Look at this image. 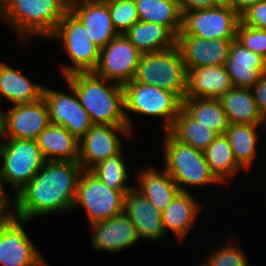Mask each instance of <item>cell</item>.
Listing matches in <instances>:
<instances>
[{
    "label": "cell",
    "instance_id": "obj_1",
    "mask_svg": "<svg viewBox=\"0 0 266 266\" xmlns=\"http://www.w3.org/2000/svg\"><path fill=\"white\" fill-rule=\"evenodd\" d=\"M83 168L79 162L45 161L15 197V216L25 220L73 209Z\"/></svg>",
    "mask_w": 266,
    "mask_h": 266
},
{
    "label": "cell",
    "instance_id": "obj_2",
    "mask_svg": "<svg viewBox=\"0 0 266 266\" xmlns=\"http://www.w3.org/2000/svg\"><path fill=\"white\" fill-rule=\"evenodd\" d=\"M75 91L93 124L127 125L123 86L94 72H77L64 77Z\"/></svg>",
    "mask_w": 266,
    "mask_h": 266
},
{
    "label": "cell",
    "instance_id": "obj_3",
    "mask_svg": "<svg viewBox=\"0 0 266 266\" xmlns=\"http://www.w3.org/2000/svg\"><path fill=\"white\" fill-rule=\"evenodd\" d=\"M68 11L62 0H0V19L23 42L48 40Z\"/></svg>",
    "mask_w": 266,
    "mask_h": 266
},
{
    "label": "cell",
    "instance_id": "obj_4",
    "mask_svg": "<svg viewBox=\"0 0 266 266\" xmlns=\"http://www.w3.org/2000/svg\"><path fill=\"white\" fill-rule=\"evenodd\" d=\"M163 138L164 169L177 183L179 190L187 186L213 185L221 182L211 172L204 153L174 139L167 131Z\"/></svg>",
    "mask_w": 266,
    "mask_h": 266
},
{
    "label": "cell",
    "instance_id": "obj_5",
    "mask_svg": "<svg viewBox=\"0 0 266 266\" xmlns=\"http://www.w3.org/2000/svg\"><path fill=\"white\" fill-rule=\"evenodd\" d=\"M188 70L180 51L174 47L141 55L134 81L171 91L181 100L186 97Z\"/></svg>",
    "mask_w": 266,
    "mask_h": 266
},
{
    "label": "cell",
    "instance_id": "obj_6",
    "mask_svg": "<svg viewBox=\"0 0 266 266\" xmlns=\"http://www.w3.org/2000/svg\"><path fill=\"white\" fill-rule=\"evenodd\" d=\"M124 113L128 128L133 124L127 112L163 119L167 131L182 108V100L173 92L131 80L123 85Z\"/></svg>",
    "mask_w": 266,
    "mask_h": 266
},
{
    "label": "cell",
    "instance_id": "obj_7",
    "mask_svg": "<svg viewBox=\"0 0 266 266\" xmlns=\"http://www.w3.org/2000/svg\"><path fill=\"white\" fill-rule=\"evenodd\" d=\"M62 42L71 65H59L63 77L77 72H93L100 58V48L87 35L83 23L69 10L48 38Z\"/></svg>",
    "mask_w": 266,
    "mask_h": 266
},
{
    "label": "cell",
    "instance_id": "obj_8",
    "mask_svg": "<svg viewBox=\"0 0 266 266\" xmlns=\"http://www.w3.org/2000/svg\"><path fill=\"white\" fill-rule=\"evenodd\" d=\"M0 148V179L16 195L40 171L45 163L36 140L4 138Z\"/></svg>",
    "mask_w": 266,
    "mask_h": 266
},
{
    "label": "cell",
    "instance_id": "obj_9",
    "mask_svg": "<svg viewBox=\"0 0 266 266\" xmlns=\"http://www.w3.org/2000/svg\"><path fill=\"white\" fill-rule=\"evenodd\" d=\"M108 188L90 170H83L77 184L72 210L83 208L90 224L107 220L124 212L125 194Z\"/></svg>",
    "mask_w": 266,
    "mask_h": 266
},
{
    "label": "cell",
    "instance_id": "obj_10",
    "mask_svg": "<svg viewBox=\"0 0 266 266\" xmlns=\"http://www.w3.org/2000/svg\"><path fill=\"white\" fill-rule=\"evenodd\" d=\"M240 15L228 4L210 9L185 11L181 30L203 39H236Z\"/></svg>",
    "mask_w": 266,
    "mask_h": 266
},
{
    "label": "cell",
    "instance_id": "obj_11",
    "mask_svg": "<svg viewBox=\"0 0 266 266\" xmlns=\"http://www.w3.org/2000/svg\"><path fill=\"white\" fill-rule=\"evenodd\" d=\"M141 55L124 34H118L100 49L99 63L93 72L123 86L134 79Z\"/></svg>",
    "mask_w": 266,
    "mask_h": 266
},
{
    "label": "cell",
    "instance_id": "obj_12",
    "mask_svg": "<svg viewBox=\"0 0 266 266\" xmlns=\"http://www.w3.org/2000/svg\"><path fill=\"white\" fill-rule=\"evenodd\" d=\"M29 220L14 216L0 226L1 266H48L40 249L34 245L24 229Z\"/></svg>",
    "mask_w": 266,
    "mask_h": 266
},
{
    "label": "cell",
    "instance_id": "obj_13",
    "mask_svg": "<svg viewBox=\"0 0 266 266\" xmlns=\"http://www.w3.org/2000/svg\"><path fill=\"white\" fill-rule=\"evenodd\" d=\"M132 136L127 125L93 124L79 140V163L83 170H91L108 157L119 154L122 150L120 137Z\"/></svg>",
    "mask_w": 266,
    "mask_h": 266
},
{
    "label": "cell",
    "instance_id": "obj_14",
    "mask_svg": "<svg viewBox=\"0 0 266 266\" xmlns=\"http://www.w3.org/2000/svg\"><path fill=\"white\" fill-rule=\"evenodd\" d=\"M68 88L70 94L45 86L43 98L48 106L50 123L66 128L80 140L93 123L89 113L81 106L74 89L69 84Z\"/></svg>",
    "mask_w": 266,
    "mask_h": 266
},
{
    "label": "cell",
    "instance_id": "obj_15",
    "mask_svg": "<svg viewBox=\"0 0 266 266\" xmlns=\"http://www.w3.org/2000/svg\"><path fill=\"white\" fill-rule=\"evenodd\" d=\"M4 138L36 140L50 124L48 106L44 98L31 103L15 104L7 112L1 110Z\"/></svg>",
    "mask_w": 266,
    "mask_h": 266
},
{
    "label": "cell",
    "instance_id": "obj_16",
    "mask_svg": "<svg viewBox=\"0 0 266 266\" xmlns=\"http://www.w3.org/2000/svg\"><path fill=\"white\" fill-rule=\"evenodd\" d=\"M233 40L235 39H203L180 30L176 35V46L189 70L207 65H225Z\"/></svg>",
    "mask_w": 266,
    "mask_h": 266
},
{
    "label": "cell",
    "instance_id": "obj_17",
    "mask_svg": "<svg viewBox=\"0 0 266 266\" xmlns=\"http://www.w3.org/2000/svg\"><path fill=\"white\" fill-rule=\"evenodd\" d=\"M89 226L91 245L97 251L116 253L131 248L140 240L136 227L125 212Z\"/></svg>",
    "mask_w": 266,
    "mask_h": 266
},
{
    "label": "cell",
    "instance_id": "obj_18",
    "mask_svg": "<svg viewBox=\"0 0 266 266\" xmlns=\"http://www.w3.org/2000/svg\"><path fill=\"white\" fill-rule=\"evenodd\" d=\"M124 212L136 227L140 239L157 241L166 236L161 212L135 188L125 194Z\"/></svg>",
    "mask_w": 266,
    "mask_h": 266
},
{
    "label": "cell",
    "instance_id": "obj_19",
    "mask_svg": "<svg viewBox=\"0 0 266 266\" xmlns=\"http://www.w3.org/2000/svg\"><path fill=\"white\" fill-rule=\"evenodd\" d=\"M233 87L250 88L263 75L265 58L233 40L225 62Z\"/></svg>",
    "mask_w": 266,
    "mask_h": 266
},
{
    "label": "cell",
    "instance_id": "obj_20",
    "mask_svg": "<svg viewBox=\"0 0 266 266\" xmlns=\"http://www.w3.org/2000/svg\"><path fill=\"white\" fill-rule=\"evenodd\" d=\"M69 10L83 23L88 38L100 49L118 35L105 0L83 2Z\"/></svg>",
    "mask_w": 266,
    "mask_h": 266
},
{
    "label": "cell",
    "instance_id": "obj_21",
    "mask_svg": "<svg viewBox=\"0 0 266 266\" xmlns=\"http://www.w3.org/2000/svg\"><path fill=\"white\" fill-rule=\"evenodd\" d=\"M202 203L190 192L179 191L165 210L161 218L165 233L170 230L178 241L188 236L202 209ZM168 229V230H167Z\"/></svg>",
    "mask_w": 266,
    "mask_h": 266
},
{
    "label": "cell",
    "instance_id": "obj_22",
    "mask_svg": "<svg viewBox=\"0 0 266 266\" xmlns=\"http://www.w3.org/2000/svg\"><path fill=\"white\" fill-rule=\"evenodd\" d=\"M231 88L233 85L225 65H207L188 70L186 97L218 99Z\"/></svg>",
    "mask_w": 266,
    "mask_h": 266
},
{
    "label": "cell",
    "instance_id": "obj_23",
    "mask_svg": "<svg viewBox=\"0 0 266 266\" xmlns=\"http://www.w3.org/2000/svg\"><path fill=\"white\" fill-rule=\"evenodd\" d=\"M138 172L134 188L162 212L180 191L177 183L164 168L160 172L156 167H146Z\"/></svg>",
    "mask_w": 266,
    "mask_h": 266
},
{
    "label": "cell",
    "instance_id": "obj_24",
    "mask_svg": "<svg viewBox=\"0 0 266 266\" xmlns=\"http://www.w3.org/2000/svg\"><path fill=\"white\" fill-rule=\"evenodd\" d=\"M36 142L45 161H79V140L60 125L50 123Z\"/></svg>",
    "mask_w": 266,
    "mask_h": 266
},
{
    "label": "cell",
    "instance_id": "obj_25",
    "mask_svg": "<svg viewBox=\"0 0 266 266\" xmlns=\"http://www.w3.org/2000/svg\"><path fill=\"white\" fill-rule=\"evenodd\" d=\"M44 86L31 81L15 67L0 61V102L31 103L43 97Z\"/></svg>",
    "mask_w": 266,
    "mask_h": 266
},
{
    "label": "cell",
    "instance_id": "obj_26",
    "mask_svg": "<svg viewBox=\"0 0 266 266\" xmlns=\"http://www.w3.org/2000/svg\"><path fill=\"white\" fill-rule=\"evenodd\" d=\"M229 124L265 125L250 88H231L219 98Z\"/></svg>",
    "mask_w": 266,
    "mask_h": 266
},
{
    "label": "cell",
    "instance_id": "obj_27",
    "mask_svg": "<svg viewBox=\"0 0 266 266\" xmlns=\"http://www.w3.org/2000/svg\"><path fill=\"white\" fill-rule=\"evenodd\" d=\"M124 35L142 54L161 52L176 45V36L155 22H136Z\"/></svg>",
    "mask_w": 266,
    "mask_h": 266
},
{
    "label": "cell",
    "instance_id": "obj_28",
    "mask_svg": "<svg viewBox=\"0 0 266 266\" xmlns=\"http://www.w3.org/2000/svg\"><path fill=\"white\" fill-rule=\"evenodd\" d=\"M139 21L167 27L175 36L182 28L183 13L177 0H134Z\"/></svg>",
    "mask_w": 266,
    "mask_h": 266
},
{
    "label": "cell",
    "instance_id": "obj_29",
    "mask_svg": "<svg viewBox=\"0 0 266 266\" xmlns=\"http://www.w3.org/2000/svg\"><path fill=\"white\" fill-rule=\"evenodd\" d=\"M182 108L199 124L210 128L218 135L225 134L229 126L219 99L185 97L182 100Z\"/></svg>",
    "mask_w": 266,
    "mask_h": 266
},
{
    "label": "cell",
    "instance_id": "obj_30",
    "mask_svg": "<svg viewBox=\"0 0 266 266\" xmlns=\"http://www.w3.org/2000/svg\"><path fill=\"white\" fill-rule=\"evenodd\" d=\"M167 132L177 141L204 152L218 134L194 120L183 108Z\"/></svg>",
    "mask_w": 266,
    "mask_h": 266
},
{
    "label": "cell",
    "instance_id": "obj_31",
    "mask_svg": "<svg viewBox=\"0 0 266 266\" xmlns=\"http://www.w3.org/2000/svg\"><path fill=\"white\" fill-rule=\"evenodd\" d=\"M259 125L229 124L225 135L232 148L236 162L247 171L253 164L257 153ZM257 131V132H256Z\"/></svg>",
    "mask_w": 266,
    "mask_h": 266
},
{
    "label": "cell",
    "instance_id": "obj_32",
    "mask_svg": "<svg viewBox=\"0 0 266 266\" xmlns=\"http://www.w3.org/2000/svg\"><path fill=\"white\" fill-rule=\"evenodd\" d=\"M211 172L225 184L228 178L243 168L236 162L229 140L225 134L218 135L203 152ZM225 182V183H224Z\"/></svg>",
    "mask_w": 266,
    "mask_h": 266
},
{
    "label": "cell",
    "instance_id": "obj_33",
    "mask_svg": "<svg viewBox=\"0 0 266 266\" xmlns=\"http://www.w3.org/2000/svg\"><path fill=\"white\" fill-rule=\"evenodd\" d=\"M122 151L95 165L90 171L108 188L118 191H130L134 186L126 184L129 170Z\"/></svg>",
    "mask_w": 266,
    "mask_h": 266
},
{
    "label": "cell",
    "instance_id": "obj_34",
    "mask_svg": "<svg viewBox=\"0 0 266 266\" xmlns=\"http://www.w3.org/2000/svg\"><path fill=\"white\" fill-rule=\"evenodd\" d=\"M108 4L112 24L118 34H124L136 22L138 11L134 0H105Z\"/></svg>",
    "mask_w": 266,
    "mask_h": 266
},
{
    "label": "cell",
    "instance_id": "obj_35",
    "mask_svg": "<svg viewBox=\"0 0 266 266\" xmlns=\"http://www.w3.org/2000/svg\"><path fill=\"white\" fill-rule=\"evenodd\" d=\"M232 240L220 245V248L213 250L214 252L211 251L206 258L207 261L201 266H250L239 243Z\"/></svg>",
    "mask_w": 266,
    "mask_h": 266
},
{
    "label": "cell",
    "instance_id": "obj_36",
    "mask_svg": "<svg viewBox=\"0 0 266 266\" xmlns=\"http://www.w3.org/2000/svg\"><path fill=\"white\" fill-rule=\"evenodd\" d=\"M236 39L246 48L266 59V30L247 26L241 21L237 28Z\"/></svg>",
    "mask_w": 266,
    "mask_h": 266
},
{
    "label": "cell",
    "instance_id": "obj_37",
    "mask_svg": "<svg viewBox=\"0 0 266 266\" xmlns=\"http://www.w3.org/2000/svg\"><path fill=\"white\" fill-rule=\"evenodd\" d=\"M240 20L247 26L266 30V0L250 6L240 15Z\"/></svg>",
    "mask_w": 266,
    "mask_h": 266
},
{
    "label": "cell",
    "instance_id": "obj_38",
    "mask_svg": "<svg viewBox=\"0 0 266 266\" xmlns=\"http://www.w3.org/2000/svg\"><path fill=\"white\" fill-rule=\"evenodd\" d=\"M8 195L4 185L0 179V226L8 223L14 216L15 211L11 208L15 207V199Z\"/></svg>",
    "mask_w": 266,
    "mask_h": 266
},
{
    "label": "cell",
    "instance_id": "obj_39",
    "mask_svg": "<svg viewBox=\"0 0 266 266\" xmlns=\"http://www.w3.org/2000/svg\"><path fill=\"white\" fill-rule=\"evenodd\" d=\"M254 96L260 116L266 123V76L263 74L253 86L250 87Z\"/></svg>",
    "mask_w": 266,
    "mask_h": 266
},
{
    "label": "cell",
    "instance_id": "obj_40",
    "mask_svg": "<svg viewBox=\"0 0 266 266\" xmlns=\"http://www.w3.org/2000/svg\"><path fill=\"white\" fill-rule=\"evenodd\" d=\"M182 13L185 11H195L201 9H210L217 7L219 3L216 0H177Z\"/></svg>",
    "mask_w": 266,
    "mask_h": 266
},
{
    "label": "cell",
    "instance_id": "obj_41",
    "mask_svg": "<svg viewBox=\"0 0 266 266\" xmlns=\"http://www.w3.org/2000/svg\"><path fill=\"white\" fill-rule=\"evenodd\" d=\"M262 0H229L230 5L239 15L246 11L250 6Z\"/></svg>",
    "mask_w": 266,
    "mask_h": 266
},
{
    "label": "cell",
    "instance_id": "obj_42",
    "mask_svg": "<svg viewBox=\"0 0 266 266\" xmlns=\"http://www.w3.org/2000/svg\"><path fill=\"white\" fill-rule=\"evenodd\" d=\"M62 1L69 9H71L76 4H80L83 2H90V1H99V0H62Z\"/></svg>",
    "mask_w": 266,
    "mask_h": 266
},
{
    "label": "cell",
    "instance_id": "obj_43",
    "mask_svg": "<svg viewBox=\"0 0 266 266\" xmlns=\"http://www.w3.org/2000/svg\"><path fill=\"white\" fill-rule=\"evenodd\" d=\"M3 140H4L3 117H2V114L0 112V148L3 145Z\"/></svg>",
    "mask_w": 266,
    "mask_h": 266
},
{
    "label": "cell",
    "instance_id": "obj_44",
    "mask_svg": "<svg viewBox=\"0 0 266 266\" xmlns=\"http://www.w3.org/2000/svg\"><path fill=\"white\" fill-rule=\"evenodd\" d=\"M219 4H228L229 0H216Z\"/></svg>",
    "mask_w": 266,
    "mask_h": 266
},
{
    "label": "cell",
    "instance_id": "obj_45",
    "mask_svg": "<svg viewBox=\"0 0 266 266\" xmlns=\"http://www.w3.org/2000/svg\"><path fill=\"white\" fill-rule=\"evenodd\" d=\"M263 74L266 76V59H265V70Z\"/></svg>",
    "mask_w": 266,
    "mask_h": 266
}]
</instances>
